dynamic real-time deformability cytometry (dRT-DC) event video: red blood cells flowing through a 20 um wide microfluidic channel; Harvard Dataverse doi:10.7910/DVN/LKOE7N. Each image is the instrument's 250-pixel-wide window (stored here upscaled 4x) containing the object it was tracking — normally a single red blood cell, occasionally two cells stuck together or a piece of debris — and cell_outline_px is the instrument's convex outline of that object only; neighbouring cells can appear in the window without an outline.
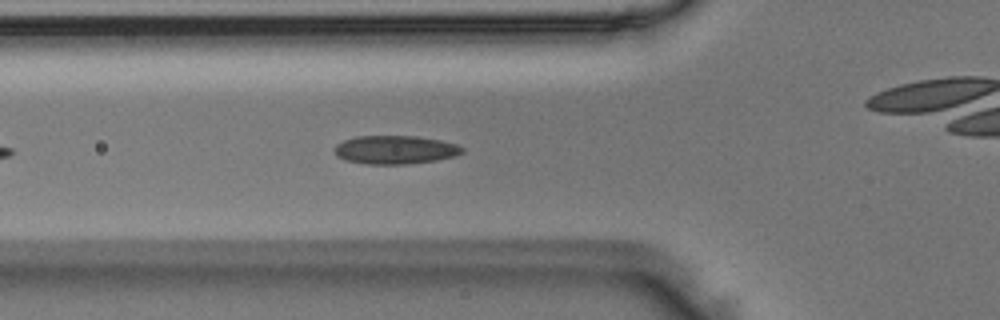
{"species": "Egyptian fruit bat (a non-hibernating species)", "species_latin": "Rousettus aegyptiacus", "temperature_condition": "room temperature", "stored_images_in_passage": 16, "camera_frame_rate_fps": 3000, "um_per_image_px": 0.085, "animal": {"sex": "male"}, "frame": {"image": 1, "passage_image": 7, "time_ms": 2.0, "image_size_px": [1000, 320], "cell_outline_px": [[464, 152], [456, 156], [436, 160], [404, 164], [368, 164], [348, 160], [340, 156], [336, 152], [336, 144], [344, 140], [356, 136], [416, 136], [440, 140], [456, 144], [464, 148]], "centroid_in_image_um": [33.65, 12.72], "position_along_channel_um": 92.2, "area_um2": 20.92}}
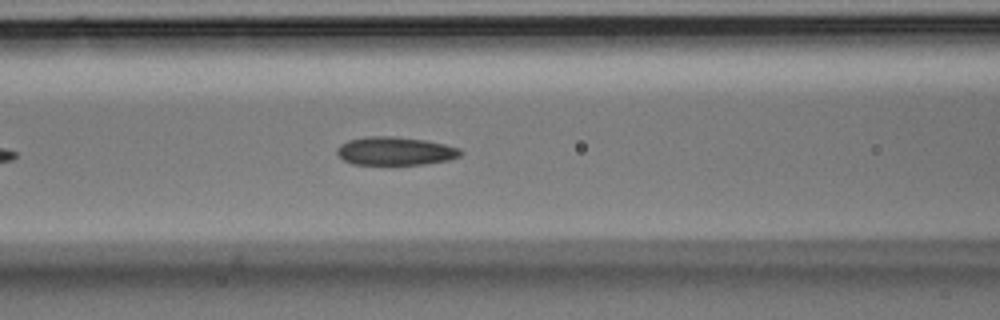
{"frame": {"image": 2, "passage_image": 10, "time_ms": 3.0, "image_size_px": [1000, 320], "cell_outline_px": [[464, 152], [460, 156], [448, 160], [424, 164], [352, 164], [344, 160], [336, 152], [336, 148], [340, 144], [348, 140], [364, 136], [396, 136], [428, 140], [460, 148]], "centroid_in_image_um": [33.6, 12.82], "position_along_channel_um": 133.0, "area_um2": 20.58}}
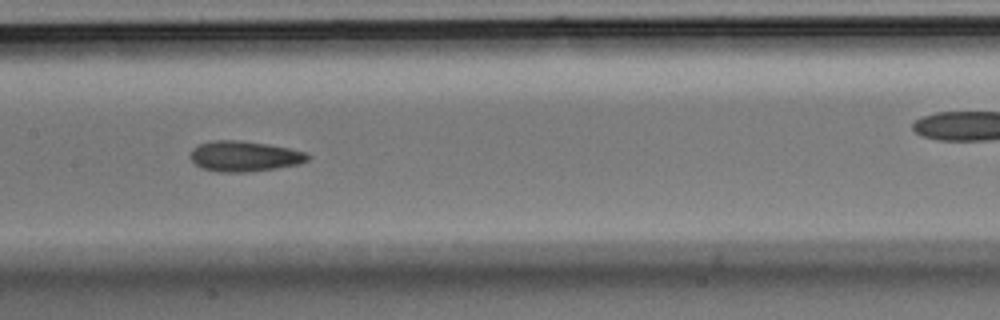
{"frame": {"image": 3, "passage_image": 14, "time_ms": 4.333, "image_size_px": [1000, 320], "cell_outline_px": [[312, 156], [308, 160], [300, 164], [252, 172], [220, 172], [200, 168], [192, 160], [192, 148], [200, 144], [212, 140], [240, 140], [268, 144], [308, 152]], "centroid_in_image_um": [20.82, 13.28], "position_along_channel_um": 186.6, "area_um2": 20.98}}